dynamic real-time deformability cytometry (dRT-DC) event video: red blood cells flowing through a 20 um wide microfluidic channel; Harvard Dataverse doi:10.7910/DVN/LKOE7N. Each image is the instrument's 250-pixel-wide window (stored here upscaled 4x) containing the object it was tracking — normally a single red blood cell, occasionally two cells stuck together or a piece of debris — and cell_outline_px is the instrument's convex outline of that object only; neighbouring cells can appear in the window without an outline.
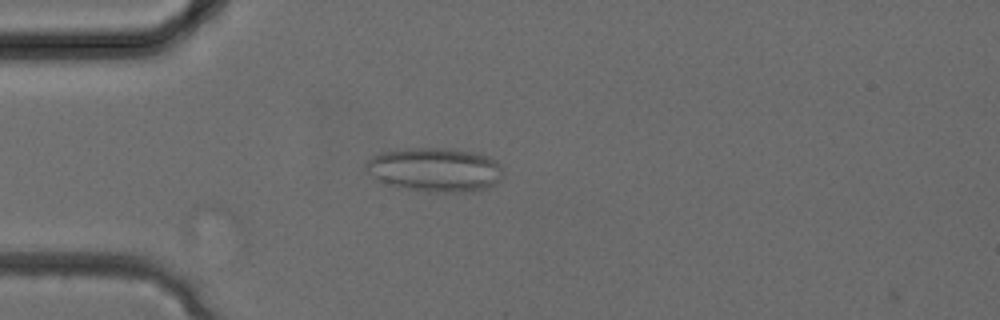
{"species": "common noctule bat (a hibernating species)", "species_latin": "Nyctalus noctula", "temperature_condition": "cold", "stored_images_in_passage": 4, "camera_frame_rate_fps": 3000, "um_per_image_px": 0.085, "animal": {"sex": "female", "body_mass_g": 24.6, "forearm_length_mm": 56.2}, "frame": {"image": 1, "passage_image": 1, "time_ms": 0.0, "image_size_px": [1000, 320], "cell_outline_px": [[504, 176], [496, 184], [488, 188], [476, 192], [428, 192], [396, 188], [376, 180], [364, 168], [364, 164], [372, 156], [380, 152], [396, 148], [452, 148], [476, 152], [488, 156], [500, 164], [504, 172]], "centroid_in_image_um": [36.97, 14.43], "position_along_channel_um": 48.0, "area_um2": 36.36}}